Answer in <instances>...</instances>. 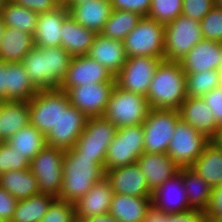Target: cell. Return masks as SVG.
Instances as JSON below:
<instances>
[{"mask_svg": "<svg viewBox=\"0 0 222 222\" xmlns=\"http://www.w3.org/2000/svg\"><path fill=\"white\" fill-rule=\"evenodd\" d=\"M71 60L72 56L62 46H34L21 63L37 90H61Z\"/></svg>", "mask_w": 222, "mask_h": 222, "instance_id": "6da1fadb", "label": "cell"}, {"mask_svg": "<svg viewBox=\"0 0 222 222\" xmlns=\"http://www.w3.org/2000/svg\"><path fill=\"white\" fill-rule=\"evenodd\" d=\"M59 200L75 203L105 177L104 168L94 159L82 157L73 149L65 151Z\"/></svg>", "mask_w": 222, "mask_h": 222, "instance_id": "7a4b0ae2", "label": "cell"}, {"mask_svg": "<svg viewBox=\"0 0 222 222\" xmlns=\"http://www.w3.org/2000/svg\"><path fill=\"white\" fill-rule=\"evenodd\" d=\"M146 98L151 109L179 110L187 98L186 73L179 62H160Z\"/></svg>", "mask_w": 222, "mask_h": 222, "instance_id": "3957f363", "label": "cell"}, {"mask_svg": "<svg viewBox=\"0 0 222 222\" xmlns=\"http://www.w3.org/2000/svg\"><path fill=\"white\" fill-rule=\"evenodd\" d=\"M150 109L146 96L127 92L115 85L103 117L117 128L141 125L147 119Z\"/></svg>", "mask_w": 222, "mask_h": 222, "instance_id": "277c9868", "label": "cell"}, {"mask_svg": "<svg viewBox=\"0 0 222 222\" xmlns=\"http://www.w3.org/2000/svg\"><path fill=\"white\" fill-rule=\"evenodd\" d=\"M88 117L70 104L67 93L59 90V119L46 135L47 145L68 151L84 131Z\"/></svg>", "mask_w": 222, "mask_h": 222, "instance_id": "5b68a950", "label": "cell"}, {"mask_svg": "<svg viewBox=\"0 0 222 222\" xmlns=\"http://www.w3.org/2000/svg\"><path fill=\"white\" fill-rule=\"evenodd\" d=\"M165 25L142 16L123 44L127 57H158L164 59Z\"/></svg>", "mask_w": 222, "mask_h": 222, "instance_id": "8992f818", "label": "cell"}, {"mask_svg": "<svg viewBox=\"0 0 222 222\" xmlns=\"http://www.w3.org/2000/svg\"><path fill=\"white\" fill-rule=\"evenodd\" d=\"M116 132L117 127L103 116L88 118L72 149L82 157L94 158L104 168L108 147Z\"/></svg>", "mask_w": 222, "mask_h": 222, "instance_id": "52a82bcc", "label": "cell"}, {"mask_svg": "<svg viewBox=\"0 0 222 222\" xmlns=\"http://www.w3.org/2000/svg\"><path fill=\"white\" fill-rule=\"evenodd\" d=\"M164 60L179 62L201 40L200 22L184 15L165 25Z\"/></svg>", "mask_w": 222, "mask_h": 222, "instance_id": "ba28073f", "label": "cell"}, {"mask_svg": "<svg viewBox=\"0 0 222 222\" xmlns=\"http://www.w3.org/2000/svg\"><path fill=\"white\" fill-rule=\"evenodd\" d=\"M143 140L142 124L117 128L108 147L104 171L137 163L138 158L145 152Z\"/></svg>", "mask_w": 222, "mask_h": 222, "instance_id": "9c48e42d", "label": "cell"}, {"mask_svg": "<svg viewBox=\"0 0 222 222\" xmlns=\"http://www.w3.org/2000/svg\"><path fill=\"white\" fill-rule=\"evenodd\" d=\"M65 151L46 145L31 161L30 170L38 180L40 193L58 197L63 180Z\"/></svg>", "mask_w": 222, "mask_h": 222, "instance_id": "30bf717a", "label": "cell"}, {"mask_svg": "<svg viewBox=\"0 0 222 222\" xmlns=\"http://www.w3.org/2000/svg\"><path fill=\"white\" fill-rule=\"evenodd\" d=\"M180 114L178 110L150 109L142 124L144 150L149 153H167Z\"/></svg>", "mask_w": 222, "mask_h": 222, "instance_id": "8fae6325", "label": "cell"}, {"mask_svg": "<svg viewBox=\"0 0 222 222\" xmlns=\"http://www.w3.org/2000/svg\"><path fill=\"white\" fill-rule=\"evenodd\" d=\"M210 141L205 135L180 118L174 129V135L171 138L166 154L180 168H189Z\"/></svg>", "mask_w": 222, "mask_h": 222, "instance_id": "7c38bea8", "label": "cell"}, {"mask_svg": "<svg viewBox=\"0 0 222 222\" xmlns=\"http://www.w3.org/2000/svg\"><path fill=\"white\" fill-rule=\"evenodd\" d=\"M158 57H128L120 72L114 77L115 85L127 92L146 96L160 62Z\"/></svg>", "mask_w": 222, "mask_h": 222, "instance_id": "4fadbf2b", "label": "cell"}, {"mask_svg": "<svg viewBox=\"0 0 222 222\" xmlns=\"http://www.w3.org/2000/svg\"><path fill=\"white\" fill-rule=\"evenodd\" d=\"M114 87L115 81L89 83L75 86L66 93L70 104L91 118L103 116Z\"/></svg>", "mask_w": 222, "mask_h": 222, "instance_id": "5bb4252c", "label": "cell"}, {"mask_svg": "<svg viewBox=\"0 0 222 222\" xmlns=\"http://www.w3.org/2000/svg\"><path fill=\"white\" fill-rule=\"evenodd\" d=\"M109 81H115L114 76L98 61L87 55L72 57L61 90L67 92L75 86Z\"/></svg>", "mask_w": 222, "mask_h": 222, "instance_id": "9a60e30c", "label": "cell"}, {"mask_svg": "<svg viewBox=\"0 0 222 222\" xmlns=\"http://www.w3.org/2000/svg\"><path fill=\"white\" fill-rule=\"evenodd\" d=\"M105 177L109 180L114 194L152 197L146 176L137 163L105 171Z\"/></svg>", "mask_w": 222, "mask_h": 222, "instance_id": "2e32d148", "label": "cell"}, {"mask_svg": "<svg viewBox=\"0 0 222 222\" xmlns=\"http://www.w3.org/2000/svg\"><path fill=\"white\" fill-rule=\"evenodd\" d=\"M28 103L30 125L46 136L58 123L59 90H38Z\"/></svg>", "mask_w": 222, "mask_h": 222, "instance_id": "e0dca14e", "label": "cell"}, {"mask_svg": "<svg viewBox=\"0 0 222 222\" xmlns=\"http://www.w3.org/2000/svg\"><path fill=\"white\" fill-rule=\"evenodd\" d=\"M152 204L166 214H182L193 210L179 173L152 191Z\"/></svg>", "mask_w": 222, "mask_h": 222, "instance_id": "ac0fdd59", "label": "cell"}, {"mask_svg": "<svg viewBox=\"0 0 222 222\" xmlns=\"http://www.w3.org/2000/svg\"><path fill=\"white\" fill-rule=\"evenodd\" d=\"M113 195L109 180L103 177L88 193L73 203L77 221L108 214Z\"/></svg>", "mask_w": 222, "mask_h": 222, "instance_id": "d6986e66", "label": "cell"}, {"mask_svg": "<svg viewBox=\"0 0 222 222\" xmlns=\"http://www.w3.org/2000/svg\"><path fill=\"white\" fill-rule=\"evenodd\" d=\"M178 111L183 121L210 140H213L220 130L202 97H187Z\"/></svg>", "mask_w": 222, "mask_h": 222, "instance_id": "ffe728a7", "label": "cell"}, {"mask_svg": "<svg viewBox=\"0 0 222 222\" xmlns=\"http://www.w3.org/2000/svg\"><path fill=\"white\" fill-rule=\"evenodd\" d=\"M222 59V43L201 40L179 63L185 73L217 70Z\"/></svg>", "mask_w": 222, "mask_h": 222, "instance_id": "44dd1931", "label": "cell"}, {"mask_svg": "<svg viewBox=\"0 0 222 222\" xmlns=\"http://www.w3.org/2000/svg\"><path fill=\"white\" fill-rule=\"evenodd\" d=\"M69 16V10L60 5L53 11L38 15V20L33 35L36 47H58L61 45L62 24Z\"/></svg>", "mask_w": 222, "mask_h": 222, "instance_id": "7402d4cb", "label": "cell"}, {"mask_svg": "<svg viewBox=\"0 0 222 222\" xmlns=\"http://www.w3.org/2000/svg\"><path fill=\"white\" fill-rule=\"evenodd\" d=\"M137 164L146 176L151 191L173 178L180 170V167L166 153L144 152L138 158Z\"/></svg>", "mask_w": 222, "mask_h": 222, "instance_id": "603a6c76", "label": "cell"}, {"mask_svg": "<svg viewBox=\"0 0 222 222\" xmlns=\"http://www.w3.org/2000/svg\"><path fill=\"white\" fill-rule=\"evenodd\" d=\"M87 56L106 67L114 77L120 72L128 58L123 41L107 38L101 34H96L94 37Z\"/></svg>", "mask_w": 222, "mask_h": 222, "instance_id": "cb8c5ba5", "label": "cell"}, {"mask_svg": "<svg viewBox=\"0 0 222 222\" xmlns=\"http://www.w3.org/2000/svg\"><path fill=\"white\" fill-rule=\"evenodd\" d=\"M111 11V0H89L73 6L69 15L85 28L100 34Z\"/></svg>", "mask_w": 222, "mask_h": 222, "instance_id": "d4e9b609", "label": "cell"}, {"mask_svg": "<svg viewBox=\"0 0 222 222\" xmlns=\"http://www.w3.org/2000/svg\"><path fill=\"white\" fill-rule=\"evenodd\" d=\"M30 125L28 101H0V142Z\"/></svg>", "mask_w": 222, "mask_h": 222, "instance_id": "484cf974", "label": "cell"}, {"mask_svg": "<svg viewBox=\"0 0 222 222\" xmlns=\"http://www.w3.org/2000/svg\"><path fill=\"white\" fill-rule=\"evenodd\" d=\"M152 197L114 194L108 214L118 222H143Z\"/></svg>", "mask_w": 222, "mask_h": 222, "instance_id": "4316f807", "label": "cell"}, {"mask_svg": "<svg viewBox=\"0 0 222 222\" xmlns=\"http://www.w3.org/2000/svg\"><path fill=\"white\" fill-rule=\"evenodd\" d=\"M96 33L77 23L70 15L62 24L61 45L72 57L87 55Z\"/></svg>", "mask_w": 222, "mask_h": 222, "instance_id": "83f0119b", "label": "cell"}, {"mask_svg": "<svg viewBox=\"0 0 222 222\" xmlns=\"http://www.w3.org/2000/svg\"><path fill=\"white\" fill-rule=\"evenodd\" d=\"M35 46L33 35L20 29L5 27L0 42V61L22 62L24 56Z\"/></svg>", "mask_w": 222, "mask_h": 222, "instance_id": "f1b7e54d", "label": "cell"}, {"mask_svg": "<svg viewBox=\"0 0 222 222\" xmlns=\"http://www.w3.org/2000/svg\"><path fill=\"white\" fill-rule=\"evenodd\" d=\"M190 168L212 187L222 185V150L211 140Z\"/></svg>", "mask_w": 222, "mask_h": 222, "instance_id": "f546056e", "label": "cell"}, {"mask_svg": "<svg viewBox=\"0 0 222 222\" xmlns=\"http://www.w3.org/2000/svg\"><path fill=\"white\" fill-rule=\"evenodd\" d=\"M0 186L17 200L27 199L40 193L38 180L30 168L1 173Z\"/></svg>", "mask_w": 222, "mask_h": 222, "instance_id": "4dcf8cb0", "label": "cell"}, {"mask_svg": "<svg viewBox=\"0 0 222 222\" xmlns=\"http://www.w3.org/2000/svg\"><path fill=\"white\" fill-rule=\"evenodd\" d=\"M6 87L8 101H29L38 92L21 62L6 63Z\"/></svg>", "mask_w": 222, "mask_h": 222, "instance_id": "1f68e13d", "label": "cell"}, {"mask_svg": "<svg viewBox=\"0 0 222 222\" xmlns=\"http://www.w3.org/2000/svg\"><path fill=\"white\" fill-rule=\"evenodd\" d=\"M178 173L182 176L190 207L205 212L212 197L213 187L190 167L180 168Z\"/></svg>", "mask_w": 222, "mask_h": 222, "instance_id": "d6a6232c", "label": "cell"}, {"mask_svg": "<svg viewBox=\"0 0 222 222\" xmlns=\"http://www.w3.org/2000/svg\"><path fill=\"white\" fill-rule=\"evenodd\" d=\"M14 151L32 160L46 145L47 138L33 125H28L6 141Z\"/></svg>", "mask_w": 222, "mask_h": 222, "instance_id": "836d02e7", "label": "cell"}, {"mask_svg": "<svg viewBox=\"0 0 222 222\" xmlns=\"http://www.w3.org/2000/svg\"><path fill=\"white\" fill-rule=\"evenodd\" d=\"M55 199L53 195L38 193L30 198L18 200L10 222H40Z\"/></svg>", "mask_w": 222, "mask_h": 222, "instance_id": "e575fe53", "label": "cell"}, {"mask_svg": "<svg viewBox=\"0 0 222 222\" xmlns=\"http://www.w3.org/2000/svg\"><path fill=\"white\" fill-rule=\"evenodd\" d=\"M141 17L139 13L133 11L112 9L100 34L107 38L123 41L135 28Z\"/></svg>", "mask_w": 222, "mask_h": 222, "instance_id": "d590c367", "label": "cell"}, {"mask_svg": "<svg viewBox=\"0 0 222 222\" xmlns=\"http://www.w3.org/2000/svg\"><path fill=\"white\" fill-rule=\"evenodd\" d=\"M5 27L20 29L34 35L38 13L29 8L15 4L10 0L1 10Z\"/></svg>", "mask_w": 222, "mask_h": 222, "instance_id": "8d00e7d4", "label": "cell"}, {"mask_svg": "<svg viewBox=\"0 0 222 222\" xmlns=\"http://www.w3.org/2000/svg\"><path fill=\"white\" fill-rule=\"evenodd\" d=\"M221 85L222 82L217 70L186 73L187 97H202L212 89Z\"/></svg>", "mask_w": 222, "mask_h": 222, "instance_id": "74e56055", "label": "cell"}, {"mask_svg": "<svg viewBox=\"0 0 222 222\" xmlns=\"http://www.w3.org/2000/svg\"><path fill=\"white\" fill-rule=\"evenodd\" d=\"M182 1L151 0L150 11L147 17L166 25L182 14Z\"/></svg>", "mask_w": 222, "mask_h": 222, "instance_id": "f35d334b", "label": "cell"}, {"mask_svg": "<svg viewBox=\"0 0 222 222\" xmlns=\"http://www.w3.org/2000/svg\"><path fill=\"white\" fill-rule=\"evenodd\" d=\"M200 27L205 40L222 43V9L215 5L201 19Z\"/></svg>", "mask_w": 222, "mask_h": 222, "instance_id": "ab89813d", "label": "cell"}, {"mask_svg": "<svg viewBox=\"0 0 222 222\" xmlns=\"http://www.w3.org/2000/svg\"><path fill=\"white\" fill-rule=\"evenodd\" d=\"M27 168H30V160L26 156L18 154L7 142H0V174Z\"/></svg>", "mask_w": 222, "mask_h": 222, "instance_id": "60d3db41", "label": "cell"}, {"mask_svg": "<svg viewBox=\"0 0 222 222\" xmlns=\"http://www.w3.org/2000/svg\"><path fill=\"white\" fill-rule=\"evenodd\" d=\"M40 222H78L74 204L56 198Z\"/></svg>", "mask_w": 222, "mask_h": 222, "instance_id": "b9f144b4", "label": "cell"}, {"mask_svg": "<svg viewBox=\"0 0 222 222\" xmlns=\"http://www.w3.org/2000/svg\"><path fill=\"white\" fill-rule=\"evenodd\" d=\"M215 5V0H183L182 15L200 22Z\"/></svg>", "mask_w": 222, "mask_h": 222, "instance_id": "7bdbcfd3", "label": "cell"}, {"mask_svg": "<svg viewBox=\"0 0 222 222\" xmlns=\"http://www.w3.org/2000/svg\"><path fill=\"white\" fill-rule=\"evenodd\" d=\"M202 99L210 108L217 126L222 128V85L209 91Z\"/></svg>", "mask_w": 222, "mask_h": 222, "instance_id": "ee69618b", "label": "cell"}, {"mask_svg": "<svg viewBox=\"0 0 222 222\" xmlns=\"http://www.w3.org/2000/svg\"><path fill=\"white\" fill-rule=\"evenodd\" d=\"M151 0H111L114 10H128L147 16L150 11Z\"/></svg>", "mask_w": 222, "mask_h": 222, "instance_id": "f6af8a7d", "label": "cell"}, {"mask_svg": "<svg viewBox=\"0 0 222 222\" xmlns=\"http://www.w3.org/2000/svg\"><path fill=\"white\" fill-rule=\"evenodd\" d=\"M18 200L0 186V222H10Z\"/></svg>", "mask_w": 222, "mask_h": 222, "instance_id": "bcb514c9", "label": "cell"}, {"mask_svg": "<svg viewBox=\"0 0 222 222\" xmlns=\"http://www.w3.org/2000/svg\"><path fill=\"white\" fill-rule=\"evenodd\" d=\"M204 213L207 220L222 219V185L213 187L210 203Z\"/></svg>", "mask_w": 222, "mask_h": 222, "instance_id": "7dc6e473", "label": "cell"}, {"mask_svg": "<svg viewBox=\"0 0 222 222\" xmlns=\"http://www.w3.org/2000/svg\"><path fill=\"white\" fill-rule=\"evenodd\" d=\"M15 4L29 8L38 14L53 11L60 6L57 0H12Z\"/></svg>", "mask_w": 222, "mask_h": 222, "instance_id": "c3c4849f", "label": "cell"}, {"mask_svg": "<svg viewBox=\"0 0 222 222\" xmlns=\"http://www.w3.org/2000/svg\"><path fill=\"white\" fill-rule=\"evenodd\" d=\"M163 222H207V218L201 210H191L182 214H166L163 212Z\"/></svg>", "mask_w": 222, "mask_h": 222, "instance_id": "681fc988", "label": "cell"}, {"mask_svg": "<svg viewBox=\"0 0 222 222\" xmlns=\"http://www.w3.org/2000/svg\"><path fill=\"white\" fill-rule=\"evenodd\" d=\"M0 101H8V88L6 87V62L0 61Z\"/></svg>", "mask_w": 222, "mask_h": 222, "instance_id": "f907efd6", "label": "cell"}, {"mask_svg": "<svg viewBox=\"0 0 222 222\" xmlns=\"http://www.w3.org/2000/svg\"><path fill=\"white\" fill-rule=\"evenodd\" d=\"M143 222H163V211L151 204L146 212V217Z\"/></svg>", "mask_w": 222, "mask_h": 222, "instance_id": "816d5d0a", "label": "cell"}, {"mask_svg": "<svg viewBox=\"0 0 222 222\" xmlns=\"http://www.w3.org/2000/svg\"><path fill=\"white\" fill-rule=\"evenodd\" d=\"M79 222H118V221L109 214H106V215L94 216L82 219Z\"/></svg>", "mask_w": 222, "mask_h": 222, "instance_id": "f5cc1de1", "label": "cell"}, {"mask_svg": "<svg viewBox=\"0 0 222 222\" xmlns=\"http://www.w3.org/2000/svg\"><path fill=\"white\" fill-rule=\"evenodd\" d=\"M89 0H66L62 5L70 10L73 6L85 3Z\"/></svg>", "mask_w": 222, "mask_h": 222, "instance_id": "db71d44e", "label": "cell"}, {"mask_svg": "<svg viewBox=\"0 0 222 222\" xmlns=\"http://www.w3.org/2000/svg\"><path fill=\"white\" fill-rule=\"evenodd\" d=\"M213 141L215 142V144H217L220 149L222 150V128H220V130L218 131L216 137L213 139Z\"/></svg>", "mask_w": 222, "mask_h": 222, "instance_id": "11a10c76", "label": "cell"}, {"mask_svg": "<svg viewBox=\"0 0 222 222\" xmlns=\"http://www.w3.org/2000/svg\"><path fill=\"white\" fill-rule=\"evenodd\" d=\"M4 29H5V25L3 23V18H2V15L0 13V42L2 40Z\"/></svg>", "mask_w": 222, "mask_h": 222, "instance_id": "9f6ffc18", "label": "cell"}, {"mask_svg": "<svg viewBox=\"0 0 222 222\" xmlns=\"http://www.w3.org/2000/svg\"><path fill=\"white\" fill-rule=\"evenodd\" d=\"M219 76H220V80L222 82V59H221V63L219 64V67L217 69Z\"/></svg>", "mask_w": 222, "mask_h": 222, "instance_id": "6f0895ef", "label": "cell"}, {"mask_svg": "<svg viewBox=\"0 0 222 222\" xmlns=\"http://www.w3.org/2000/svg\"><path fill=\"white\" fill-rule=\"evenodd\" d=\"M10 0H0V13L2 8L9 2Z\"/></svg>", "mask_w": 222, "mask_h": 222, "instance_id": "680465c9", "label": "cell"}, {"mask_svg": "<svg viewBox=\"0 0 222 222\" xmlns=\"http://www.w3.org/2000/svg\"><path fill=\"white\" fill-rule=\"evenodd\" d=\"M216 6L222 9V0H215Z\"/></svg>", "mask_w": 222, "mask_h": 222, "instance_id": "91938a15", "label": "cell"}, {"mask_svg": "<svg viewBox=\"0 0 222 222\" xmlns=\"http://www.w3.org/2000/svg\"><path fill=\"white\" fill-rule=\"evenodd\" d=\"M207 222H222V219H220V220H207Z\"/></svg>", "mask_w": 222, "mask_h": 222, "instance_id": "94428289", "label": "cell"}, {"mask_svg": "<svg viewBox=\"0 0 222 222\" xmlns=\"http://www.w3.org/2000/svg\"><path fill=\"white\" fill-rule=\"evenodd\" d=\"M60 5H62L66 0H57Z\"/></svg>", "mask_w": 222, "mask_h": 222, "instance_id": "6125c7cd", "label": "cell"}]
</instances>
